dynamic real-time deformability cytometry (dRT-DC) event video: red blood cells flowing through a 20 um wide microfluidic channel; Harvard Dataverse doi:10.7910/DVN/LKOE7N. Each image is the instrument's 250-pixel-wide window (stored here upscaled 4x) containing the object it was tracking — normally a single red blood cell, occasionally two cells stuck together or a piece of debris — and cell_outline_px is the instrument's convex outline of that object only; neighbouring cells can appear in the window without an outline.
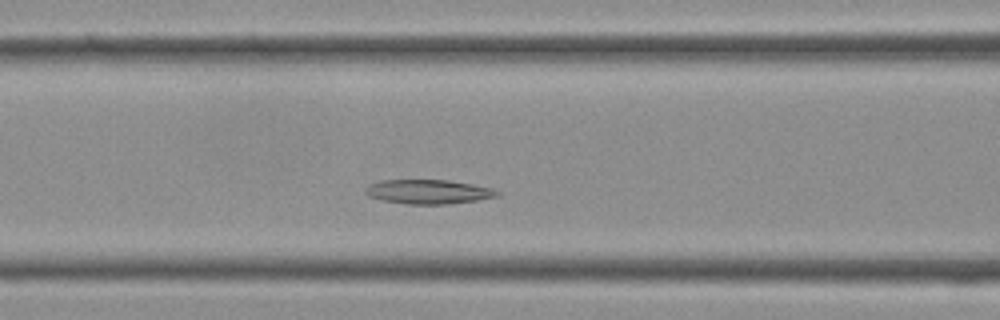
{"species": "Egyptian fruit bat (a non-hibernating species)", "species_latin": "Rousettus aegyptiacus", "temperature_condition": "cold", "stored_images_in_passage": 31, "camera_frame_rate_fps": 3000, "um_per_image_px": 0.085, "frame": {"image": 1, "passage_image": 8, "time_ms": 2.333, "image_size_px": [1000, 320], "cell_outline_px": [[500, 192], [496, 196], [476, 200], [448, 204], [408, 204], [384, 200], [368, 196], [364, 192], [364, 188], [368, 184], [380, 180], [448, 180], [472, 184], [492, 188]], "centroid_in_image_um": [36.36, 16.29], "position_along_channel_um": 130.2, "area_um2": 18.55}}
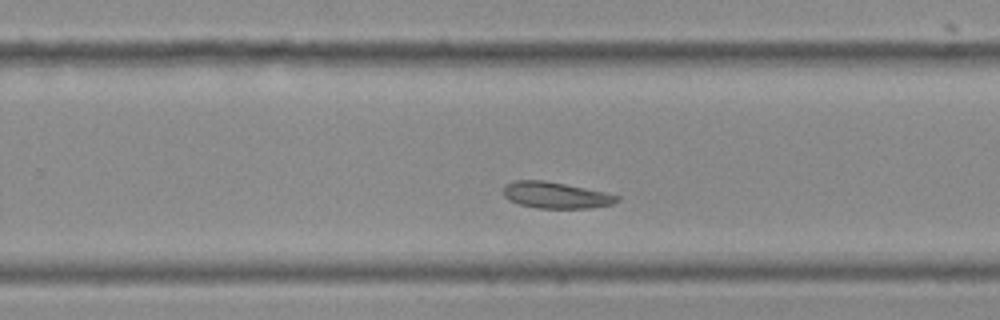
{"frame": {"image": 2, "passage_image": 17, "time_ms": 5.333, "image_size_px": [1000, 320], "cell_outline_px": [[620, 200], [612, 204], [592, 208], [536, 208], [520, 204], [508, 200], [504, 196], [504, 184], [512, 180], [544, 180], [604, 192], [620, 196]], "centroid_in_image_um": [47.22, 16.59], "position_along_channel_um": 282.6, "area_um2": 17.46}}
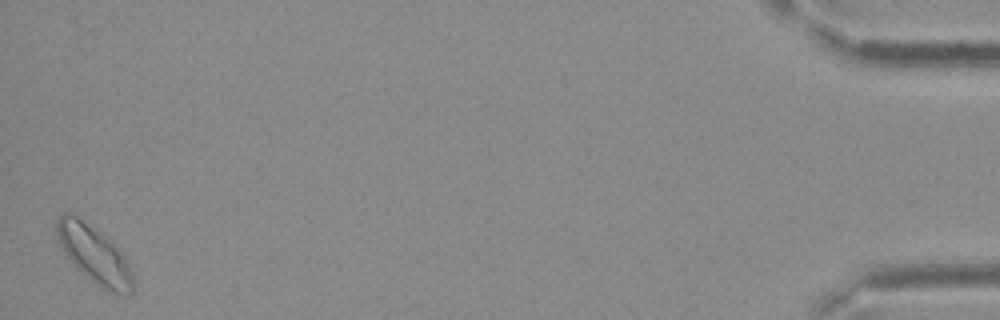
{"frame": {"image": 3, "passage_image": 31, "time_ms": 10.0, "image_size_px": [1000, 320], "cell_outline_px": [[136, 288], [128, 296], [112, 292], [100, 288], [76, 268], [60, 248], [56, 236], [56, 220], [64, 212], [76, 216], [108, 240], [124, 256], [132, 268], [136, 284]], "centroid_in_image_um": [8.04, 21.73], "position_along_channel_um": 427.2, "area_um2": 25.49}}